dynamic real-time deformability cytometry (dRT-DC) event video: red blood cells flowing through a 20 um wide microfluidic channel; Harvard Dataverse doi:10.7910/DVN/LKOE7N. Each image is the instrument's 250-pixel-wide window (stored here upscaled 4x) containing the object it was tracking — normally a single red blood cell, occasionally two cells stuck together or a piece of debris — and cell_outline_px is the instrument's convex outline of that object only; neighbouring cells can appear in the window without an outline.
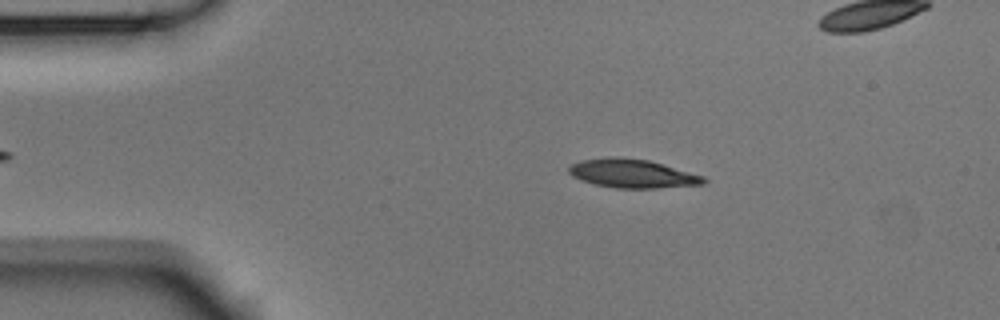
{"species": "Egyptian fruit bat (a non-hibernating species)", "species_latin": "Rousettus aegyptiacus", "temperature_condition": "room temperature", "stored_images_in_passage": 4, "camera_frame_rate_fps": 3000, "um_per_image_px": 0.085, "animal": {"sex": "male"}, "frame": {"image": 1, "passage_image": 2, "time_ms": 0.333, "image_size_px": [1000, 320], "cell_outline_px": [[708, 180], [704, 184], [656, 188], [616, 188], [596, 184], [580, 180], [572, 176], [568, 172], [568, 168], [572, 164], [580, 160], [608, 156], [620, 156], [648, 160], [704, 176]], "centroid_in_image_um": [53.72, 14.74], "position_along_channel_um": 31.3, "area_um2": 22.6}}